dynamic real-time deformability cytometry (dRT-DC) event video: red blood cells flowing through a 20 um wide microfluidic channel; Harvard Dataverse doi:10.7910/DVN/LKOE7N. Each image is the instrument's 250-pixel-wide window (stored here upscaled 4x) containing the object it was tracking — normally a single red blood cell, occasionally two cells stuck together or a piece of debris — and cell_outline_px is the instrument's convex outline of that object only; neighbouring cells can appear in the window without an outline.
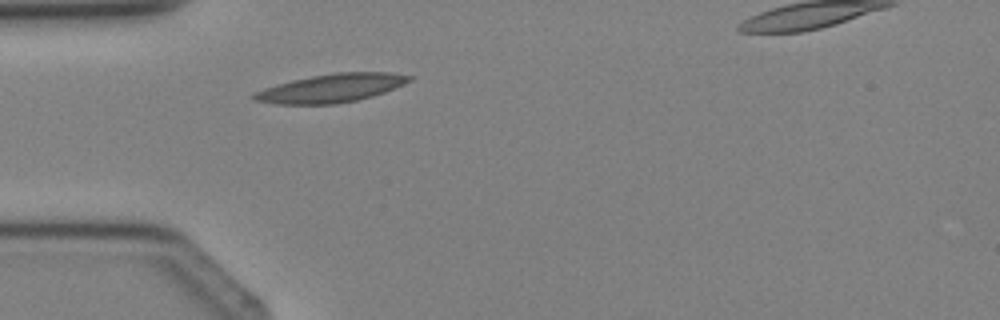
{"species": "Egyptian fruit bat (a non-hibernating species)", "species_latin": "Rousettus aegyptiacus", "temperature_condition": "cold", "stored_images_in_passage": 2, "segment_of_instrument_passage": [1, 2], "camera_frame_rate_fps": 3000, "um_per_image_px": 0.085, "animal": {"sex": "female"}, "frame": {"image": 1, "passage_image": 1, "time_ms": 0.0, "image_size_px": [1000, 320], "cell_outline_px": [[416, 76], [412, 80], [404, 84], [384, 92], [372, 96], [356, 100], [336, 104], [276, 104], [256, 100], [252, 96], [252, 92], [276, 84], [292, 80], [312, 76], [336, 72], [388, 72]], "centroid_in_image_um": [28.17, 7.48], "position_along_channel_um": 56.8, "area_um2": 25.72}}